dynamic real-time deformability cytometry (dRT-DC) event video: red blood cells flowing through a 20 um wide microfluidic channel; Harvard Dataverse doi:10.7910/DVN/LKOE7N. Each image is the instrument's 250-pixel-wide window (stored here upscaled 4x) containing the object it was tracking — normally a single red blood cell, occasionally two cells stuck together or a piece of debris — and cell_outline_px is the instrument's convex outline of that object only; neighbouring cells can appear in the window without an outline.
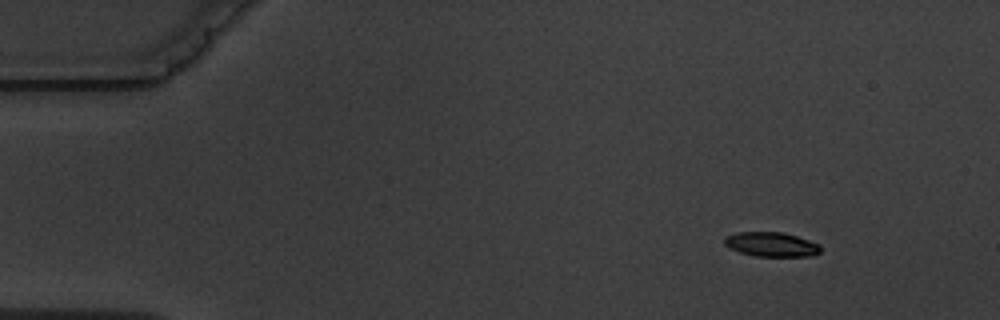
{"species": "common noctule bat (a hibernating species)", "species_latin": "Nyctalus noctula", "temperature_condition": "warm", "stored_images_in_passage": 4, "camera_frame_rate_fps": 3000, "um_per_image_px": 0.085, "animal": {"sex": "male", "body_mass_g": 19.5, "forearm_length_mm": 54.6}, "frame": {"image": 1, "passage_image": 1, "time_ms": 0.0, "image_size_px": [1000, 320], "cell_outline_px": [[820, 252], [812, 256], [756, 256], [740, 252], [724, 244], [724, 236], [736, 232], [784, 232], [820, 244]], "centroid_in_image_um": [65.56, 20.76], "position_along_channel_um": 19.4, "area_um2": 13.64}}
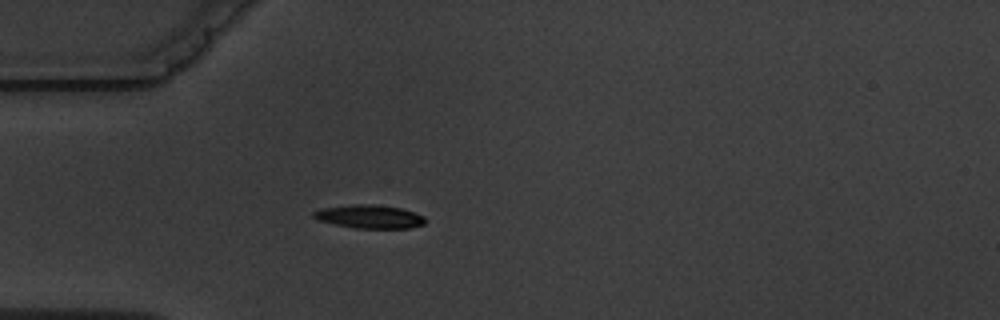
{"frame": {"image": 2, "passage_image": 4, "time_ms": 3.333, "image_size_px": [1000, 320], "cell_outline_px": [[428, 220], [424, 224], [408, 228], [356, 228], [316, 220], [312, 216], [312, 212], [324, 208], [352, 204], [372, 204], [400, 208], [424, 216]], "centroid_in_image_um": [31.41, 18.41], "position_along_channel_um": 53.6, "area_um2": 15.14}}